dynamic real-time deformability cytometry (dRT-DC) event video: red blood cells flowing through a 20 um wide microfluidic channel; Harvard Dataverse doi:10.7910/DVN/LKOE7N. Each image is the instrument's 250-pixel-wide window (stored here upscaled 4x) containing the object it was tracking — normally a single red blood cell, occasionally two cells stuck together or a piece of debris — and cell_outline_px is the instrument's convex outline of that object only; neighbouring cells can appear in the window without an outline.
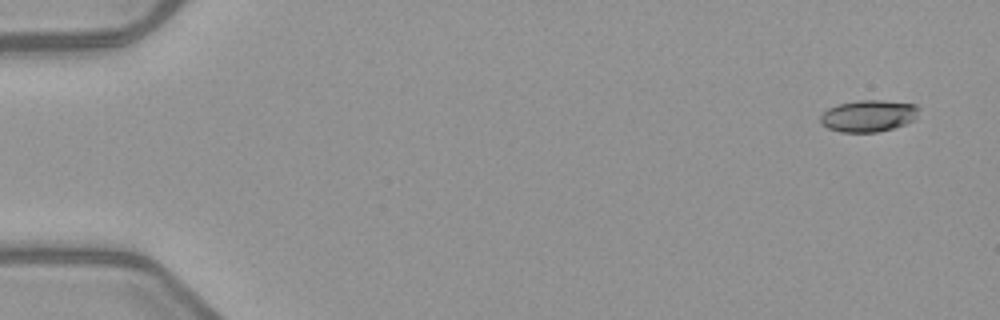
{"species": "common noctule bat (a hibernating species)", "species_latin": "Nyctalus noctula", "temperature_condition": "warm", "stored_images_in_passage": 5, "camera_frame_rate_fps": 3000, "um_per_image_px": 0.085, "animal": {"sex": "female", "body_mass_g": 21.9}, "frame": {"image": 1, "passage_image": 1, "time_ms": 0.0, "image_size_px": [1000, 320], "cell_outline_px": [[920, 108], [916, 120], [892, 128], [876, 132], [840, 132], [828, 128], [820, 124], [820, 116], [828, 108], [836, 104], [860, 100], [880, 100], [916, 104]], "centroid_in_image_um": [73.82, 9.84], "position_along_channel_um": 11.2, "area_um2": 18.38}}
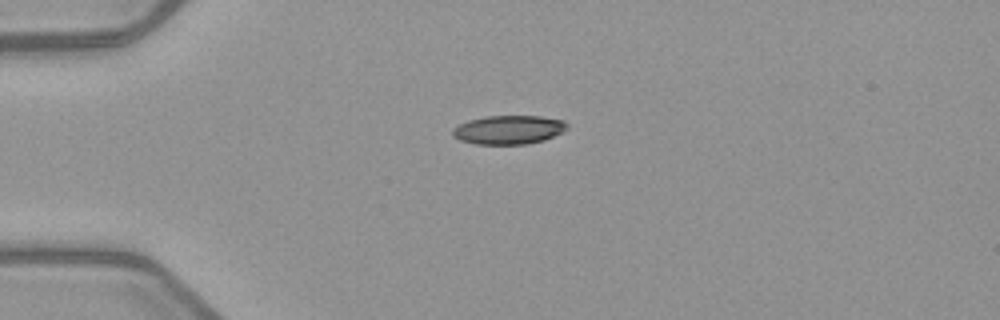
{"frame": {"image": 2, "passage_image": 4, "time_ms": 3.667, "image_size_px": [1000, 320], "cell_outline_px": [[568, 128], [544, 140], [528, 144], [476, 144], [460, 140], [452, 136], [452, 128], [468, 120], [488, 116], [540, 116], [564, 120], [568, 124]], "centroid_in_image_um": [43.22, 11.03], "position_along_channel_um": 41.8, "area_um2": 19.19}}